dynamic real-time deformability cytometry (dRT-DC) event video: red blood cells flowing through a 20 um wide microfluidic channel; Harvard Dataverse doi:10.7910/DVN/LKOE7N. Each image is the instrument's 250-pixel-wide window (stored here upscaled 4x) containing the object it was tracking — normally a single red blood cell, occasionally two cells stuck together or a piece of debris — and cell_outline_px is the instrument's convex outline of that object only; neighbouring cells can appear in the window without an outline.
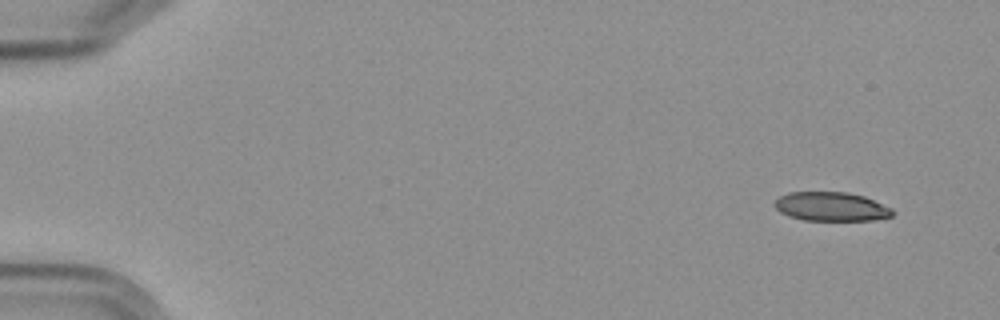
{"species": "Egyptian fruit bat (a non-hibernating species)", "species_latin": "Rousettus aegyptiacus", "temperature_condition": "cold", "stored_images_in_passage": 6, "camera_frame_rate_fps": 3000, "um_per_image_px": 0.085, "frame": {"image": 1, "passage_image": 1, "time_ms": 0.0, "image_size_px": [1000, 320], "cell_outline_px": [[896, 212], [892, 216], [872, 220], [804, 220], [788, 216], [780, 212], [772, 204], [780, 196], [788, 192], [848, 192], [864, 196], [892, 208]], "centroid_in_image_um": [70.65, 17.56], "position_along_channel_um": 14.3, "area_um2": 20.0}}